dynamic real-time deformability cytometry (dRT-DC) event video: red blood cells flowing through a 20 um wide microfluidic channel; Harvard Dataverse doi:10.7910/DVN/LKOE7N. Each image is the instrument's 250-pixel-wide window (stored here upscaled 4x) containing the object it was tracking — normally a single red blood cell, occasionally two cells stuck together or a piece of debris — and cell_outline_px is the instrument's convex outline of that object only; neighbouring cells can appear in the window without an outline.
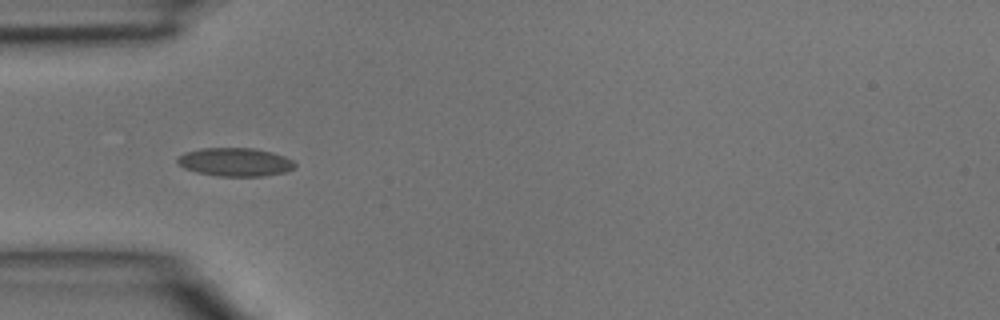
{"species": "common noctule bat (a hibernating species)", "species_latin": "Nyctalus noctula", "temperature_condition": "room temperature", "stored_images_in_passage": 33, "camera_frame_rate_fps": 3000, "um_per_image_px": 0.085, "animal": {"sex": "male", "body_mass_g": 15.6}, "frame": {"image": 1, "passage_image": 1, "time_ms": 0.0, "image_size_px": [1000, 320], "cell_outline_px": [[296, 164], [292, 168], [284, 172], [260, 176], [216, 176], [196, 172], [184, 168], [176, 164], [176, 156], [184, 152], [200, 148], [252, 148], [272, 152], [284, 156], [292, 160]], "centroid_in_image_um": [19.9, 13.76], "position_along_channel_um": 65.1, "area_um2": 19.54}}
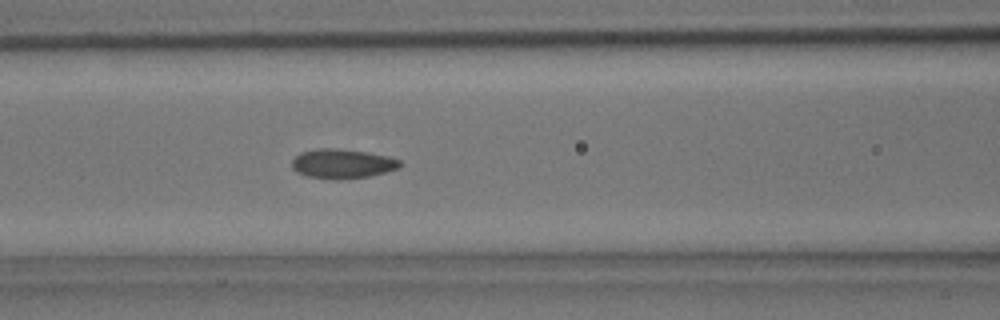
{"frame": {"image": 2, "passage_image": 6, "time_ms": 1.667, "image_size_px": [1000, 320], "cell_outline_px": [[404, 164], [400, 168], [368, 176], [336, 180], [308, 176], [296, 172], [292, 168], [292, 160], [300, 152], [316, 148], [336, 148], [364, 152], [388, 156], [400, 160]], "centroid_in_image_um": [29.09, 13.91], "position_along_channel_um": 137.5, "area_um2": 18.55}}